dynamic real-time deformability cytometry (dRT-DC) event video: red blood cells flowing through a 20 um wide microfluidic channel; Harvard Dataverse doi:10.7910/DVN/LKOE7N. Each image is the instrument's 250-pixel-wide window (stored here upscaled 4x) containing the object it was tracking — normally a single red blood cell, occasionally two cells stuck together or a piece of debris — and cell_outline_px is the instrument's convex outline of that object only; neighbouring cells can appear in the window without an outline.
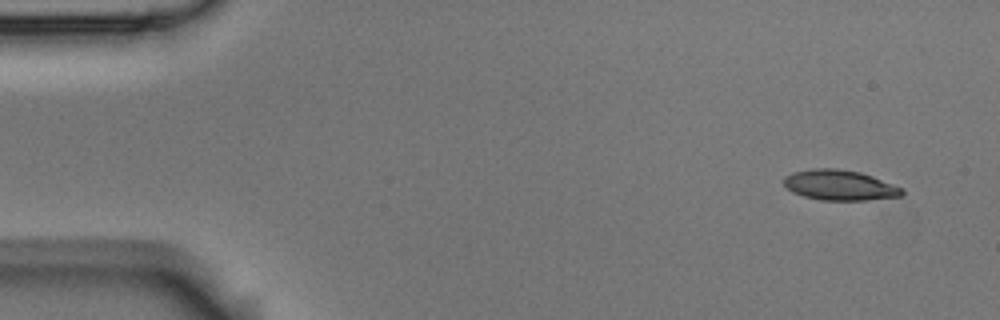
{"species": "Egyptian fruit bat (a non-hibernating species)", "species_latin": "Rousettus aegyptiacus", "temperature_condition": "room temperature", "stored_images_in_passage": 5, "camera_frame_rate_fps": 3000, "um_per_image_px": 0.085, "animal": {"sex": "male"}, "frame": {"image": 1, "passage_image": 1, "time_ms": 0.0, "image_size_px": [1000, 320], "cell_outline_px": [[904, 192], [900, 196], [868, 200], [820, 200], [804, 196], [792, 192], [784, 184], [784, 176], [792, 172], [812, 168], [836, 168], [860, 172], [872, 176], [904, 188]], "centroid_in_image_um": [71.37, 15.73], "position_along_channel_um": 13.6, "area_um2": 20.92}}
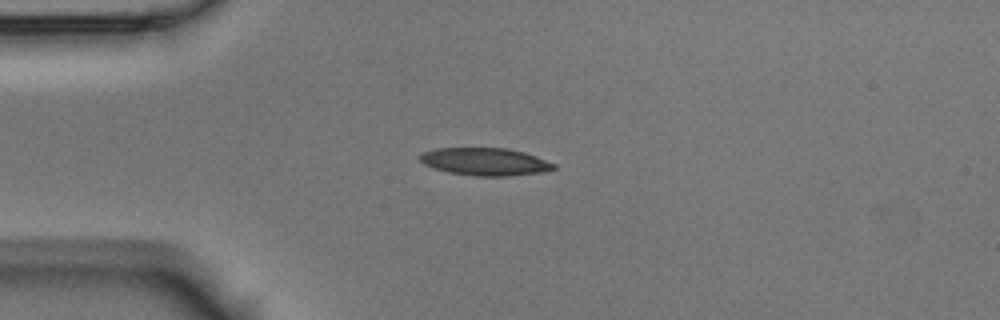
{"frame": {"image": 2, "passage_image": 3, "time_ms": 0.667, "image_size_px": [1000, 320], "cell_outline_px": [[556, 168], [540, 172], [508, 176], [476, 176], [448, 172], [424, 164], [420, 160], [420, 152], [436, 148], [508, 148], [524, 152], [536, 156], [556, 164]], "centroid_in_image_um": [41.22, 13.73], "position_along_channel_um": 43.8, "area_um2": 21.44}}
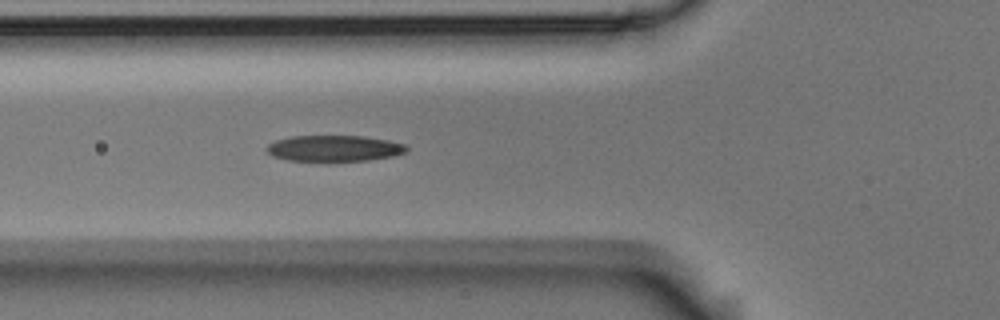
{"frame": {"image": 3, "passage_image": 5, "time_ms": 1.333, "image_size_px": [1000, 320], "cell_outline_px": [[408, 152], [392, 156], [368, 160], [288, 160], [272, 156], [264, 148], [268, 144], [276, 140], [292, 136], [364, 136], [388, 140], [404, 144], [408, 148]], "centroid_in_image_um": [28.4, 12.59], "position_along_channel_um": 97.4, "area_um2": 21.04}}